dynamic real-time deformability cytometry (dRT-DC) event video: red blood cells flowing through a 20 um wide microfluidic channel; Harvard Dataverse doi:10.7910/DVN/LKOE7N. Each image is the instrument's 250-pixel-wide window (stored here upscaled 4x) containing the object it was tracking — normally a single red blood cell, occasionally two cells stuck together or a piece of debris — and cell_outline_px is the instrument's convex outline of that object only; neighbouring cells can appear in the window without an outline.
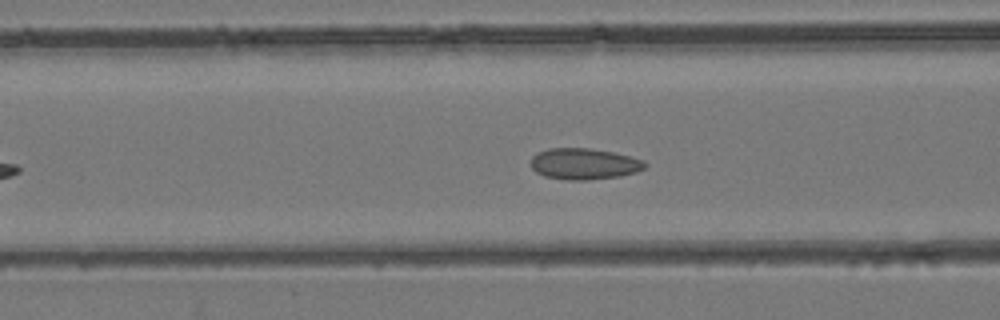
{"species": "common noctule bat (a hibernating species)", "species_latin": "Nyctalus noctula", "temperature_condition": "room temperature", "stored_images_in_passage": 36, "camera_frame_rate_fps": 3000, "um_per_image_px": 0.085, "animal": {"sex": "female", "body_mass_g": 24.6, "forearm_length_mm": 56.2}, "frame": {"image": 1, "passage_image": 11, "time_ms": 3.333, "image_size_px": [1000, 320], "cell_outline_px": [[648, 164], [644, 168], [636, 172], [620, 176], [588, 180], [568, 180], [544, 176], [536, 172], [532, 168], [532, 156], [536, 152], [548, 148], [588, 148], [612, 152], [644, 160]], "centroid_in_image_um": [49.64, 13.93], "position_along_channel_um": 117.0, "area_um2": 20.75}}
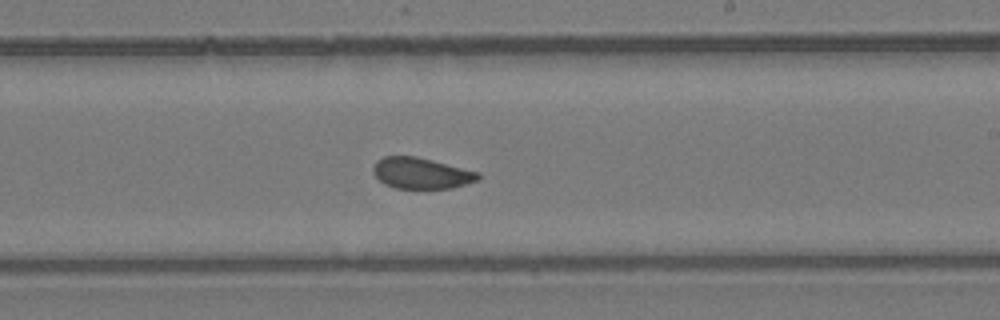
{"frame": {"image": 2, "passage_image": 20, "time_ms": 6.333, "image_size_px": [1000, 320], "cell_outline_px": [[480, 180], [452, 188], [396, 188], [384, 184], [372, 172], [372, 168], [376, 160], [384, 156], [416, 156], [480, 172]], "centroid_in_image_um": [35.81, 14.72], "position_along_channel_um": 253.2, "area_um2": 19.07}}
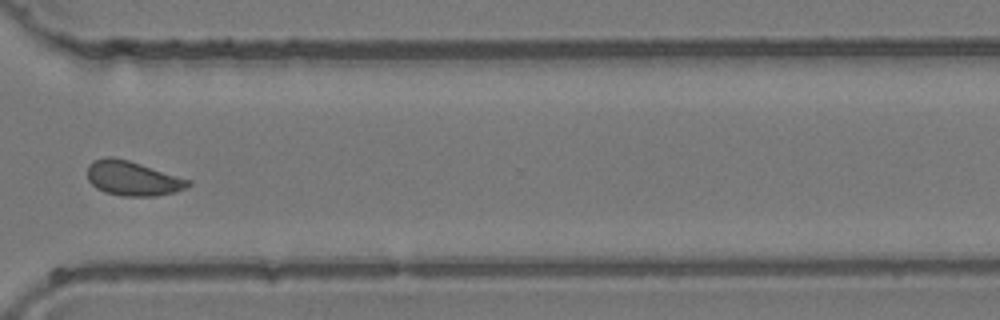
{"frame": {"image": 3, "passage_image": 27, "time_ms": 8.667, "image_size_px": [1000, 320], "cell_outline_px": [[192, 184], [176, 192], [156, 196], [124, 196], [104, 192], [96, 188], [88, 180], [88, 164], [92, 160], [104, 156], [112, 156], [128, 160], [192, 180]], "centroid_in_image_um": [11.27, 15.15], "position_along_channel_um": 359.3, "area_um2": 20.46}}